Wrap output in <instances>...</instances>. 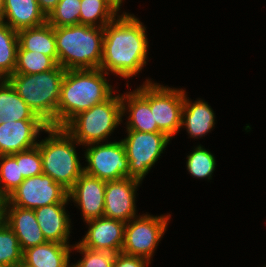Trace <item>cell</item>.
I'll use <instances>...</instances> for the list:
<instances>
[{
    "instance_id": "2",
    "label": "cell",
    "mask_w": 266,
    "mask_h": 267,
    "mask_svg": "<svg viewBox=\"0 0 266 267\" xmlns=\"http://www.w3.org/2000/svg\"><path fill=\"white\" fill-rule=\"evenodd\" d=\"M108 75L99 68L66 70L57 106V127H64L78 113L116 93L106 78Z\"/></svg>"
},
{
    "instance_id": "1",
    "label": "cell",
    "mask_w": 266,
    "mask_h": 267,
    "mask_svg": "<svg viewBox=\"0 0 266 267\" xmlns=\"http://www.w3.org/2000/svg\"><path fill=\"white\" fill-rule=\"evenodd\" d=\"M145 25L134 14L122 12L104 27L100 70L125 80L138 75L148 60Z\"/></svg>"
},
{
    "instance_id": "7",
    "label": "cell",
    "mask_w": 266,
    "mask_h": 267,
    "mask_svg": "<svg viewBox=\"0 0 266 267\" xmlns=\"http://www.w3.org/2000/svg\"><path fill=\"white\" fill-rule=\"evenodd\" d=\"M149 104L159 131L173 138L182 129L185 89L171 88L146 79L135 89Z\"/></svg>"
},
{
    "instance_id": "20",
    "label": "cell",
    "mask_w": 266,
    "mask_h": 267,
    "mask_svg": "<svg viewBox=\"0 0 266 267\" xmlns=\"http://www.w3.org/2000/svg\"><path fill=\"white\" fill-rule=\"evenodd\" d=\"M74 244L46 241L23 251L22 260L35 267H71L70 254Z\"/></svg>"
},
{
    "instance_id": "36",
    "label": "cell",
    "mask_w": 266,
    "mask_h": 267,
    "mask_svg": "<svg viewBox=\"0 0 266 267\" xmlns=\"http://www.w3.org/2000/svg\"><path fill=\"white\" fill-rule=\"evenodd\" d=\"M5 16V0H0V23L4 22Z\"/></svg>"
},
{
    "instance_id": "25",
    "label": "cell",
    "mask_w": 266,
    "mask_h": 267,
    "mask_svg": "<svg viewBox=\"0 0 266 267\" xmlns=\"http://www.w3.org/2000/svg\"><path fill=\"white\" fill-rule=\"evenodd\" d=\"M17 31L5 22L0 23V79L14 74L18 51Z\"/></svg>"
},
{
    "instance_id": "30",
    "label": "cell",
    "mask_w": 266,
    "mask_h": 267,
    "mask_svg": "<svg viewBox=\"0 0 266 267\" xmlns=\"http://www.w3.org/2000/svg\"><path fill=\"white\" fill-rule=\"evenodd\" d=\"M24 180L17 161L11 155H0V191L8 196Z\"/></svg>"
},
{
    "instance_id": "5",
    "label": "cell",
    "mask_w": 266,
    "mask_h": 267,
    "mask_svg": "<svg viewBox=\"0 0 266 267\" xmlns=\"http://www.w3.org/2000/svg\"><path fill=\"white\" fill-rule=\"evenodd\" d=\"M45 133L48 137L39 140L37 145L42 157L43 174L69 191L84 172L76 152L80 144L63 127L49 126Z\"/></svg>"
},
{
    "instance_id": "35",
    "label": "cell",
    "mask_w": 266,
    "mask_h": 267,
    "mask_svg": "<svg viewBox=\"0 0 266 267\" xmlns=\"http://www.w3.org/2000/svg\"><path fill=\"white\" fill-rule=\"evenodd\" d=\"M60 0H37L40 9L48 16Z\"/></svg>"
},
{
    "instance_id": "17",
    "label": "cell",
    "mask_w": 266,
    "mask_h": 267,
    "mask_svg": "<svg viewBox=\"0 0 266 267\" xmlns=\"http://www.w3.org/2000/svg\"><path fill=\"white\" fill-rule=\"evenodd\" d=\"M6 223L18 238L22 252L46 242L33 209L7 205Z\"/></svg>"
},
{
    "instance_id": "26",
    "label": "cell",
    "mask_w": 266,
    "mask_h": 267,
    "mask_svg": "<svg viewBox=\"0 0 266 267\" xmlns=\"http://www.w3.org/2000/svg\"><path fill=\"white\" fill-rule=\"evenodd\" d=\"M57 65L58 64L50 56L36 51H26L19 46L14 73L38 74L52 70Z\"/></svg>"
},
{
    "instance_id": "29",
    "label": "cell",
    "mask_w": 266,
    "mask_h": 267,
    "mask_svg": "<svg viewBox=\"0 0 266 267\" xmlns=\"http://www.w3.org/2000/svg\"><path fill=\"white\" fill-rule=\"evenodd\" d=\"M22 250L13 230L5 223L0 226V266L17 267L22 261Z\"/></svg>"
},
{
    "instance_id": "33",
    "label": "cell",
    "mask_w": 266,
    "mask_h": 267,
    "mask_svg": "<svg viewBox=\"0 0 266 267\" xmlns=\"http://www.w3.org/2000/svg\"><path fill=\"white\" fill-rule=\"evenodd\" d=\"M150 264L146 258L120 252L116 253L112 267H148Z\"/></svg>"
},
{
    "instance_id": "18",
    "label": "cell",
    "mask_w": 266,
    "mask_h": 267,
    "mask_svg": "<svg viewBox=\"0 0 266 267\" xmlns=\"http://www.w3.org/2000/svg\"><path fill=\"white\" fill-rule=\"evenodd\" d=\"M215 119V113L208 102L199 98L192 102L185 91L181 128L186 129L189 137L194 140L205 137L213 130Z\"/></svg>"
},
{
    "instance_id": "23",
    "label": "cell",
    "mask_w": 266,
    "mask_h": 267,
    "mask_svg": "<svg viewBox=\"0 0 266 267\" xmlns=\"http://www.w3.org/2000/svg\"><path fill=\"white\" fill-rule=\"evenodd\" d=\"M19 120L42 119L35 115L7 79H0V125Z\"/></svg>"
},
{
    "instance_id": "12",
    "label": "cell",
    "mask_w": 266,
    "mask_h": 267,
    "mask_svg": "<svg viewBox=\"0 0 266 267\" xmlns=\"http://www.w3.org/2000/svg\"><path fill=\"white\" fill-rule=\"evenodd\" d=\"M141 184V181L130 177L106 181L103 216L125 223L138 216L136 193Z\"/></svg>"
},
{
    "instance_id": "13",
    "label": "cell",
    "mask_w": 266,
    "mask_h": 267,
    "mask_svg": "<svg viewBox=\"0 0 266 267\" xmlns=\"http://www.w3.org/2000/svg\"><path fill=\"white\" fill-rule=\"evenodd\" d=\"M49 125L43 120L8 121L0 125V155H12L38 145L40 132Z\"/></svg>"
},
{
    "instance_id": "14",
    "label": "cell",
    "mask_w": 266,
    "mask_h": 267,
    "mask_svg": "<svg viewBox=\"0 0 266 267\" xmlns=\"http://www.w3.org/2000/svg\"><path fill=\"white\" fill-rule=\"evenodd\" d=\"M106 181L83 172L68 191L69 200L80 210L84 222L104 215Z\"/></svg>"
},
{
    "instance_id": "27",
    "label": "cell",
    "mask_w": 266,
    "mask_h": 267,
    "mask_svg": "<svg viewBox=\"0 0 266 267\" xmlns=\"http://www.w3.org/2000/svg\"><path fill=\"white\" fill-rule=\"evenodd\" d=\"M215 167L216 158L201 144L194 147L193 151L187 155L186 168L193 178L211 180L216 170Z\"/></svg>"
},
{
    "instance_id": "9",
    "label": "cell",
    "mask_w": 266,
    "mask_h": 267,
    "mask_svg": "<svg viewBox=\"0 0 266 267\" xmlns=\"http://www.w3.org/2000/svg\"><path fill=\"white\" fill-rule=\"evenodd\" d=\"M125 132L121 141L129 161V177L142 182L172 139L162 132Z\"/></svg>"
},
{
    "instance_id": "37",
    "label": "cell",
    "mask_w": 266,
    "mask_h": 267,
    "mask_svg": "<svg viewBox=\"0 0 266 267\" xmlns=\"http://www.w3.org/2000/svg\"><path fill=\"white\" fill-rule=\"evenodd\" d=\"M114 4H116L119 8H121L123 2L125 0H111Z\"/></svg>"
},
{
    "instance_id": "21",
    "label": "cell",
    "mask_w": 266,
    "mask_h": 267,
    "mask_svg": "<svg viewBox=\"0 0 266 267\" xmlns=\"http://www.w3.org/2000/svg\"><path fill=\"white\" fill-rule=\"evenodd\" d=\"M4 22L13 30L37 27L47 22L37 0H5Z\"/></svg>"
},
{
    "instance_id": "24",
    "label": "cell",
    "mask_w": 266,
    "mask_h": 267,
    "mask_svg": "<svg viewBox=\"0 0 266 267\" xmlns=\"http://www.w3.org/2000/svg\"><path fill=\"white\" fill-rule=\"evenodd\" d=\"M120 10L111 0H81L80 24L104 28Z\"/></svg>"
},
{
    "instance_id": "34",
    "label": "cell",
    "mask_w": 266,
    "mask_h": 267,
    "mask_svg": "<svg viewBox=\"0 0 266 267\" xmlns=\"http://www.w3.org/2000/svg\"><path fill=\"white\" fill-rule=\"evenodd\" d=\"M8 196L0 191V226L6 223Z\"/></svg>"
},
{
    "instance_id": "32",
    "label": "cell",
    "mask_w": 266,
    "mask_h": 267,
    "mask_svg": "<svg viewBox=\"0 0 266 267\" xmlns=\"http://www.w3.org/2000/svg\"><path fill=\"white\" fill-rule=\"evenodd\" d=\"M19 164L20 174L24 179L37 176L43 173L42 157L40 150L36 146L26 151L11 155Z\"/></svg>"
},
{
    "instance_id": "10",
    "label": "cell",
    "mask_w": 266,
    "mask_h": 267,
    "mask_svg": "<svg viewBox=\"0 0 266 267\" xmlns=\"http://www.w3.org/2000/svg\"><path fill=\"white\" fill-rule=\"evenodd\" d=\"M88 146V147H87ZM85 146L84 172L104 181L129 177V161L121 140Z\"/></svg>"
},
{
    "instance_id": "15",
    "label": "cell",
    "mask_w": 266,
    "mask_h": 267,
    "mask_svg": "<svg viewBox=\"0 0 266 267\" xmlns=\"http://www.w3.org/2000/svg\"><path fill=\"white\" fill-rule=\"evenodd\" d=\"M88 230L78 243L91 250L120 253L124 243L125 222L105 216L85 222Z\"/></svg>"
},
{
    "instance_id": "4",
    "label": "cell",
    "mask_w": 266,
    "mask_h": 267,
    "mask_svg": "<svg viewBox=\"0 0 266 267\" xmlns=\"http://www.w3.org/2000/svg\"><path fill=\"white\" fill-rule=\"evenodd\" d=\"M66 69H54L38 74L14 73L7 80L30 109L49 126L57 127V106Z\"/></svg>"
},
{
    "instance_id": "19",
    "label": "cell",
    "mask_w": 266,
    "mask_h": 267,
    "mask_svg": "<svg viewBox=\"0 0 266 267\" xmlns=\"http://www.w3.org/2000/svg\"><path fill=\"white\" fill-rule=\"evenodd\" d=\"M123 94H121L122 117L127 118L126 130L160 132L157 123H154L150 104L135 89Z\"/></svg>"
},
{
    "instance_id": "11",
    "label": "cell",
    "mask_w": 266,
    "mask_h": 267,
    "mask_svg": "<svg viewBox=\"0 0 266 267\" xmlns=\"http://www.w3.org/2000/svg\"><path fill=\"white\" fill-rule=\"evenodd\" d=\"M68 191L50 176L40 174L26 178L8 195V204L36 209L54 203H69Z\"/></svg>"
},
{
    "instance_id": "31",
    "label": "cell",
    "mask_w": 266,
    "mask_h": 267,
    "mask_svg": "<svg viewBox=\"0 0 266 267\" xmlns=\"http://www.w3.org/2000/svg\"><path fill=\"white\" fill-rule=\"evenodd\" d=\"M82 255L76 263H71V267H112L115 253L102 250H91L82 247L78 242L72 248Z\"/></svg>"
},
{
    "instance_id": "28",
    "label": "cell",
    "mask_w": 266,
    "mask_h": 267,
    "mask_svg": "<svg viewBox=\"0 0 266 267\" xmlns=\"http://www.w3.org/2000/svg\"><path fill=\"white\" fill-rule=\"evenodd\" d=\"M80 9L81 0H60L47 16V22L54 28L80 24Z\"/></svg>"
},
{
    "instance_id": "22",
    "label": "cell",
    "mask_w": 266,
    "mask_h": 267,
    "mask_svg": "<svg viewBox=\"0 0 266 267\" xmlns=\"http://www.w3.org/2000/svg\"><path fill=\"white\" fill-rule=\"evenodd\" d=\"M19 46L26 51H36L50 56L58 64L55 28L48 22L17 31Z\"/></svg>"
},
{
    "instance_id": "16",
    "label": "cell",
    "mask_w": 266,
    "mask_h": 267,
    "mask_svg": "<svg viewBox=\"0 0 266 267\" xmlns=\"http://www.w3.org/2000/svg\"><path fill=\"white\" fill-rule=\"evenodd\" d=\"M69 203H54L34 209L36 220L46 241L69 244L71 219L66 212Z\"/></svg>"
},
{
    "instance_id": "3",
    "label": "cell",
    "mask_w": 266,
    "mask_h": 267,
    "mask_svg": "<svg viewBox=\"0 0 266 267\" xmlns=\"http://www.w3.org/2000/svg\"><path fill=\"white\" fill-rule=\"evenodd\" d=\"M58 65L66 70L100 68L104 28L77 24L55 28Z\"/></svg>"
},
{
    "instance_id": "6",
    "label": "cell",
    "mask_w": 266,
    "mask_h": 267,
    "mask_svg": "<svg viewBox=\"0 0 266 267\" xmlns=\"http://www.w3.org/2000/svg\"><path fill=\"white\" fill-rule=\"evenodd\" d=\"M122 118L121 94H113L105 102L78 113L63 128L80 145L87 146L110 142L108 139L123 122Z\"/></svg>"
},
{
    "instance_id": "38",
    "label": "cell",
    "mask_w": 266,
    "mask_h": 267,
    "mask_svg": "<svg viewBox=\"0 0 266 267\" xmlns=\"http://www.w3.org/2000/svg\"><path fill=\"white\" fill-rule=\"evenodd\" d=\"M17 267H35V266L27 264L22 260Z\"/></svg>"
},
{
    "instance_id": "8",
    "label": "cell",
    "mask_w": 266,
    "mask_h": 267,
    "mask_svg": "<svg viewBox=\"0 0 266 267\" xmlns=\"http://www.w3.org/2000/svg\"><path fill=\"white\" fill-rule=\"evenodd\" d=\"M171 215L142 214L125 224L121 252L146 258L151 262L156 248L167 231Z\"/></svg>"
}]
</instances>
